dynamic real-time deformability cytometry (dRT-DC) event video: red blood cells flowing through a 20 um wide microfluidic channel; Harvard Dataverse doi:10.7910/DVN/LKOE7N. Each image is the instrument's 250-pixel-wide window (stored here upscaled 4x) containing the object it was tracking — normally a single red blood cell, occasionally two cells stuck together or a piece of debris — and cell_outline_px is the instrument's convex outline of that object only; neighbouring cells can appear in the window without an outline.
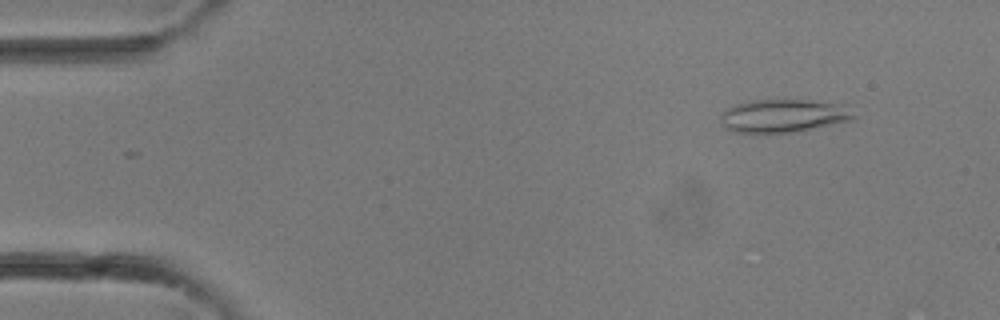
{"species": "common noctule bat (a hibernating species)", "species_latin": "Nyctalus noctula", "temperature_condition": "room temperature", "stored_images_in_passage": 33, "camera_frame_rate_fps": 3000, "um_per_image_px": 0.085, "animal": {"sex": "female"}, "frame": {"image": 1, "passage_image": 4, "time_ms": 1.0, "image_size_px": [1000, 320], "cell_outline_px": [[856, 116], [848, 120], [792, 132], [736, 132], [724, 128], [720, 116], [728, 108], [736, 104], [752, 100], [800, 100], [840, 104]], "centroid_in_image_um": [66.49, 9.84], "position_along_channel_um": 18.5, "area_um2": 24.74}}
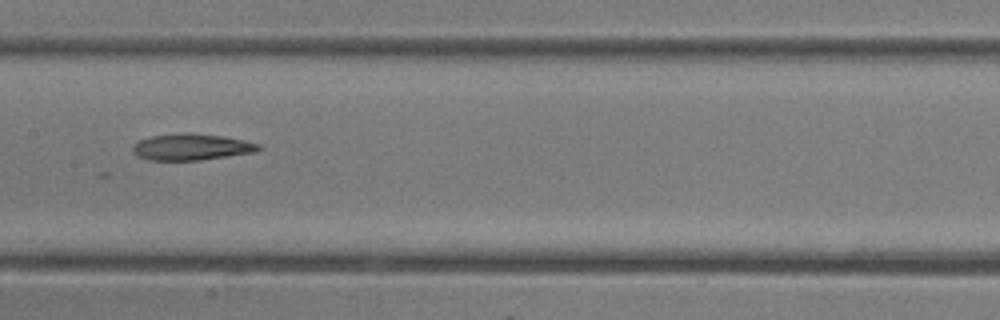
{"frame": {"image": 2, "passage_image": 17, "time_ms": 5.333, "image_size_px": [1000, 320], "cell_outline_px": [[264, 148], [256, 152], [200, 160], [148, 160], [136, 156], [132, 152], [132, 148], [140, 140], [152, 136], [184, 132], [188, 132], [224, 136], [244, 140], [260, 144]], "centroid_in_image_um": [16.31, 12.49], "position_along_channel_um": 191.1, "area_um2": 19.54}}
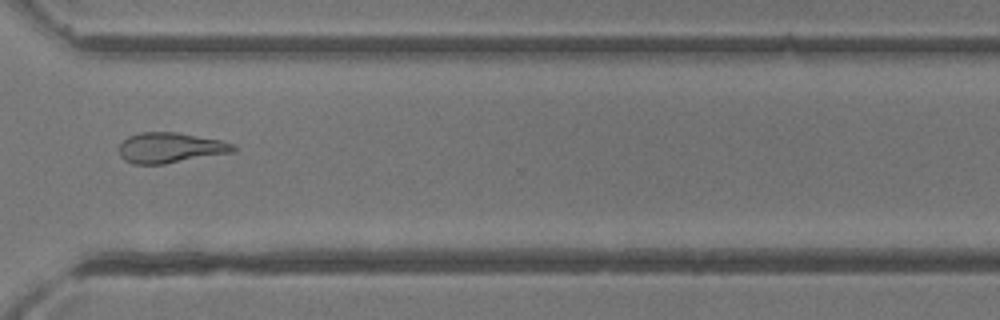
{"frame": {"image": 3, "passage_image": 25, "time_ms": 8.0, "image_size_px": [1000, 320], "cell_outline_px": [[236, 148], [232, 152], [164, 164], [132, 164], [124, 160], [120, 156], [120, 144], [128, 136], [140, 132], [176, 132], [220, 140], [232, 144]], "centroid_in_image_um": [14.43, 12.56], "position_along_channel_um": 356.2, "area_um2": 20.0}}